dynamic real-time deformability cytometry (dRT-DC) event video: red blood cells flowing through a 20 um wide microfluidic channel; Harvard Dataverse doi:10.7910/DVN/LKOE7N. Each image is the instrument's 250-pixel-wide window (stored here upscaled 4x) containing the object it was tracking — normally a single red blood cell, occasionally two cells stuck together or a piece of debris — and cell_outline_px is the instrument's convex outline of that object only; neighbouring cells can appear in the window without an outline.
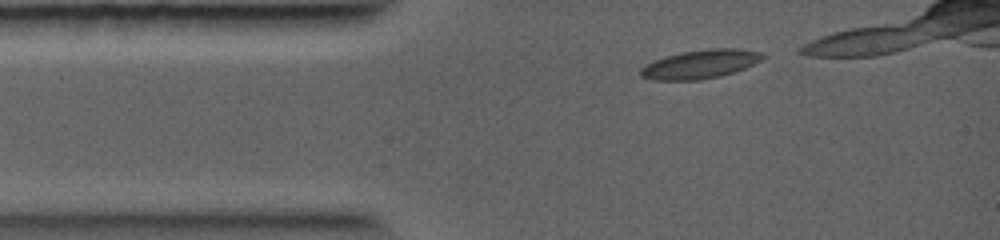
{"species": "common noctule bat (a hibernating species)", "species_latin": "Nyctalus noctula", "temperature_condition": "warm", "stored_images_in_passage": 7, "camera_frame_rate_fps": 5000, "um_per_image_px": 0.085, "animal": {"sex": "female", "body_mass_g": 19.0, "forearm_length_mm": 56.7}, "frame": {"image": 1, "passage_image": 1, "time_ms": 0.0, "image_size_px": [1000, 240], "cell_outline_px": [[768, 56], [744, 68], [720, 76], [700, 80], [652, 80], [640, 76], [640, 68], [644, 64], [664, 56], [680, 52], [708, 48], [740, 48], [764, 52]], "centroid_in_image_um": [59.51, 5.44], "position_along_channel_um": 25.5, "area_um2": 20.75}}